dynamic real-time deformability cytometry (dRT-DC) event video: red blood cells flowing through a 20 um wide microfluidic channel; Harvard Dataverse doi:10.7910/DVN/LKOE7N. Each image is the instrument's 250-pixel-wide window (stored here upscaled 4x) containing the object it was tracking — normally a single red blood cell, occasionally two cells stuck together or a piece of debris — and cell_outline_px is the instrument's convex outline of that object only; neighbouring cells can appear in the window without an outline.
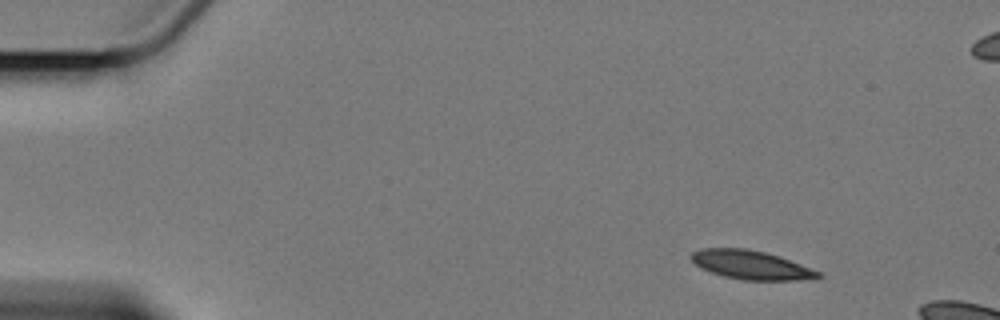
{"species": "Egyptian fruit bat (a non-hibernating species)", "species_latin": "Rousettus aegyptiacus", "temperature_condition": "cold", "stored_images_in_passage": 5, "camera_frame_rate_fps": 3000, "um_per_image_px": 0.085, "animal": {"sex": "female"}, "frame": {"image": 1, "passage_image": 2, "time_ms": 1.0, "image_size_px": [1000, 320], "cell_outline_px": [[824, 276], [796, 280], [744, 280], [724, 276], [700, 268], [688, 256], [692, 252], [704, 248], [744, 248], [764, 252], [780, 256], [820, 272]], "centroid_in_image_um": [63.8, 22.51], "position_along_channel_um": 21.2, "area_um2": 21.1}}
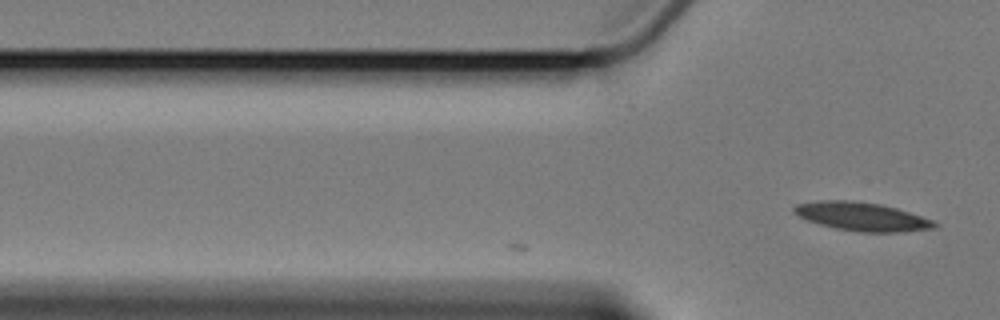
{"frame": {"image": 2, "passage_image": 5, "time_ms": 4.333, "image_size_px": [1000, 320], "cell_outline_px": [[936, 228], [900, 232], [860, 232], [832, 228], [796, 216], [792, 212], [792, 208], [796, 204], [820, 200], [848, 200], [880, 204], [896, 208], [936, 220]], "centroid_in_image_um": [73.24, 18.41], "position_along_channel_um": 52.6, "area_um2": 23.52}}